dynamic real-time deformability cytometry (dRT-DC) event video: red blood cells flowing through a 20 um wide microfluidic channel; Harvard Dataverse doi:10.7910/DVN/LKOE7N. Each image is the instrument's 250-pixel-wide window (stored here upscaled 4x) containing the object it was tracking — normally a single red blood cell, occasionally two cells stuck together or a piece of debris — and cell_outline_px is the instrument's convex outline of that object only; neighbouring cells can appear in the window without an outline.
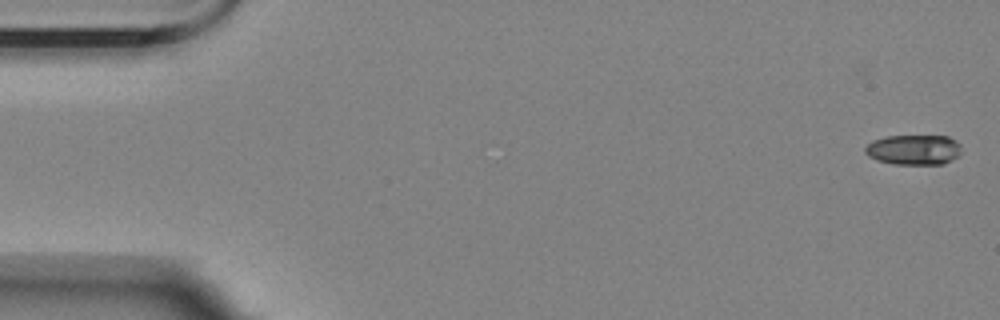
{"species": "Egyptian fruit bat (a non-hibernating species)", "species_latin": "Rousettus aegyptiacus", "temperature_condition": "room temperature", "stored_images_in_passage": 9, "segment_of_instrument_passage": [1, 2], "camera_frame_rate_fps": 3000, "um_per_image_px": 0.085, "animal": {"sex": "female"}, "frame": {"image": 1, "passage_image": 1, "time_ms": 0.0, "image_size_px": [1000, 320], "cell_outline_px": [[960, 156], [944, 164], [892, 164], [876, 160], [868, 156], [864, 152], [864, 148], [872, 140], [888, 136], [948, 136], [956, 140], [960, 144]], "centroid_in_image_um": [77.67, 12.73], "position_along_channel_um": 7.3, "area_um2": 17.11}}
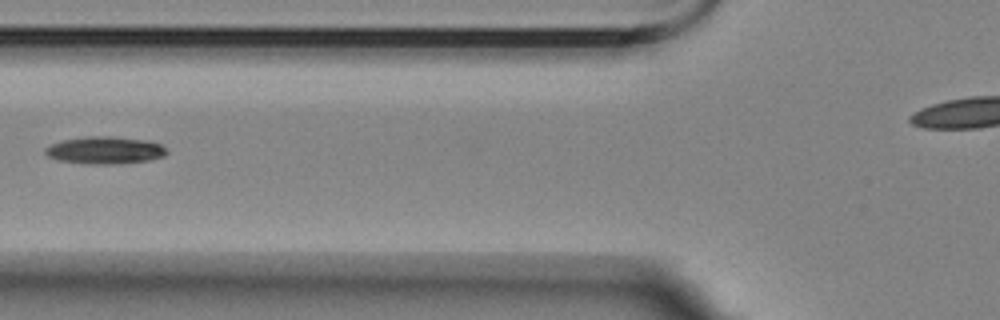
{"frame": {"image": 2, "passage_image": 7, "time_ms": 7.0, "image_size_px": [1000, 320], "cell_outline_px": [[168, 152], [164, 156], [148, 160], [108, 164], [88, 164], [60, 160], [48, 156], [44, 152], [44, 148], [52, 144], [64, 140], [88, 136], [112, 136], [148, 140], [160, 144]], "centroid_in_image_um": [8.92, 12.76], "position_along_channel_um": 116.9, "area_um2": 19.13}}
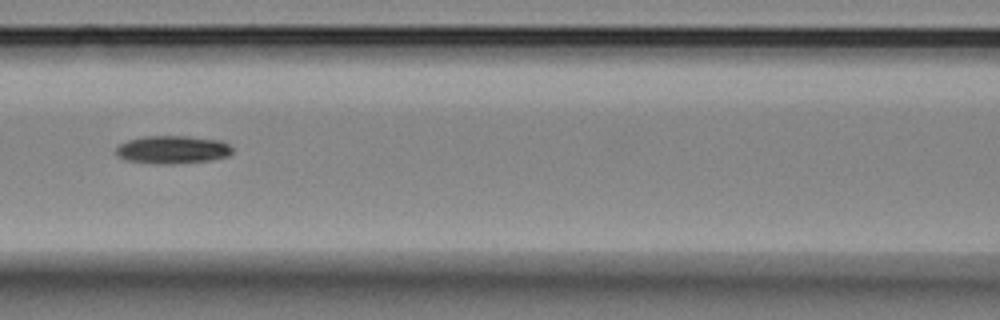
{"frame": {"image": 3, "passage_image": 8, "time_ms": 8.0, "image_size_px": [1000, 320], "cell_outline_px": [[232, 152], [228, 156], [212, 160], [172, 164], [152, 164], [128, 160], [120, 156], [116, 152], [116, 148], [120, 144], [128, 140], [144, 136], [188, 136], [220, 140], [228, 144], [232, 148]], "centroid_in_image_um": [14.69, 12.72], "position_along_channel_um": 151.9, "area_um2": 18.96}}